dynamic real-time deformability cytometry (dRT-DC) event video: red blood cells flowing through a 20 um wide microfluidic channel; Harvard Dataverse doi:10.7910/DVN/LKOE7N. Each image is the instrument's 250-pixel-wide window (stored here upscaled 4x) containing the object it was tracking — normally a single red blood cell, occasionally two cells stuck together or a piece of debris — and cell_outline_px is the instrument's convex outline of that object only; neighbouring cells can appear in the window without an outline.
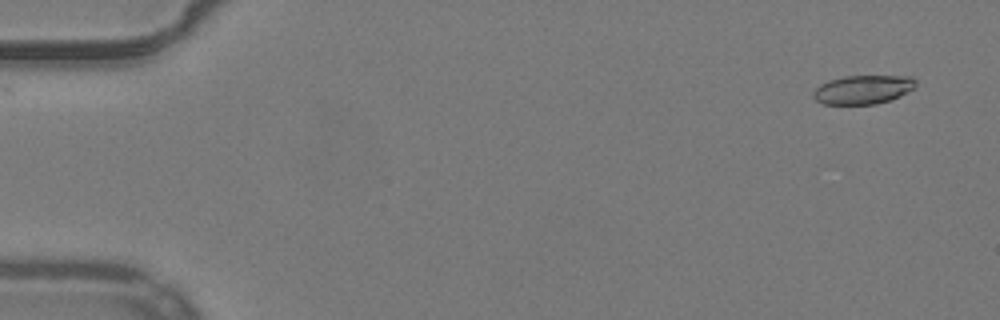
{"species": "common noctule bat (a hibernating species)", "species_latin": "Nyctalus noctula", "temperature_condition": "warm", "stored_images_in_passage": 51, "camera_frame_rate_fps": 3000, "um_per_image_px": 0.085, "animal": {"sex": "male", "body_mass_g": 19.2, "forearm_length_mm": 51.8}, "frame": {"image": 1, "passage_image": 1, "time_ms": 0.0, "image_size_px": [1000, 320], "cell_outline_px": [[916, 88], [900, 96], [876, 104], [824, 104], [816, 100], [812, 96], [812, 92], [820, 84], [828, 80], [844, 76], [912, 76], [916, 80]], "centroid_in_image_um": [73.36, 7.61], "position_along_channel_um": 11.6, "area_um2": 17.34}}
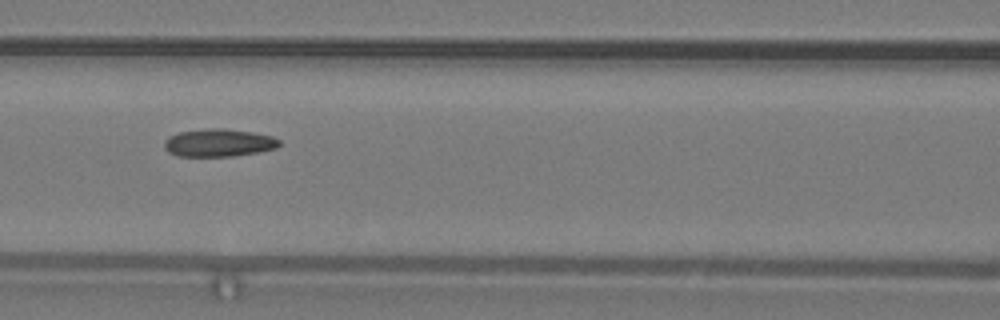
{"frame": {"image": 2, "passage_image": 22, "time_ms": 7.0, "image_size_px": [1000, 320], "cell_outline_px": [[280, 144], [276, 148], [256, 152], [232, 156], [176, 156], [168, 152], [164, 148], [164, 140], [168, 136], [180, 132], [212, 128], [224, 128], [252, 132], [272, 136], [280, 140]], "centroid_in_image_um": [18.56, 12.13], "position_along_channel_um": 148.0, "area_um2": 18.55}}
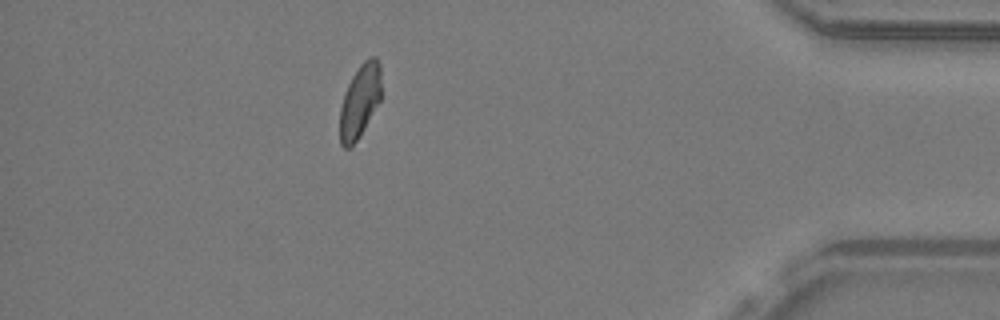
{"frame": {"image": 3, "passage_image": 45, "time_ms": 14.667, "image_size_px": [1000, 320], "cell_outline_px": [[380, 100], [360, 136], [352, 148], [344, 148], [340, 144], [340, 108], [348, 84], [352, 76], [360, 64], [368, 56], [376, 56], [380, 64]], "centroid_in_image_um": [30.58, 8.6], "position_along_channel_um": 404.6, "area_um2": 17.69}, "authors_computed_cell_mechanics": {"area_um2": 18.3226, "velocity_mm_per_s": 3.9503, "shape_relaxation_time_tau1_ms": 9.1159, "shape_relaxation_time_tau2_ms": 3.14, "deformation_change_tau1": 0.1924, "deformation_change_tau2": 0.0975}}